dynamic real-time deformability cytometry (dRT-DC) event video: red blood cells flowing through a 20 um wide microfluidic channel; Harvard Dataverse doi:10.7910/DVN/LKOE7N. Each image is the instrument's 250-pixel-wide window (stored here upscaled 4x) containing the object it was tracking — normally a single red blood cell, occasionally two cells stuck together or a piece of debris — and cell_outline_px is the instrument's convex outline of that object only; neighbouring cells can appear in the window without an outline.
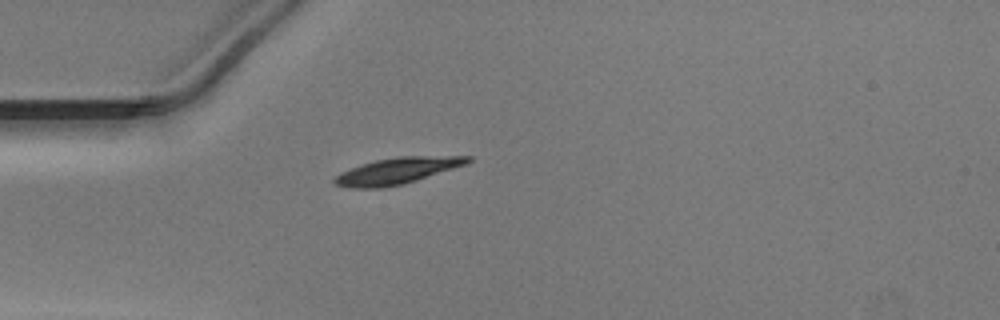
{"species": "Egyptian fruit bat (a non-hibernating species)", "species_latin": "Rousettus aegyptiacus", "temperature_condition": "warm", "stored_images_in_passage": 38, "camera_frame_rate_fps": 3000, "um_per_image_px": 0.085, "animal": {"sex": "male"}, "frame": {"image": 1, "passage_image": 1, "time_ms": 0.0, "image_size_px": [1000, 320], "cell_outline_px": [[472, 160], [468, 164], [404, 184], [384, 188], [348, 188], [332, 184], [332, 180], [340, 172], [376, 160], [400, 156], [472, 156]], "centroid_in_image_um": [33.77, 14.53], "position_along_channel_um": 51.2, "area_um2": 20.52}}
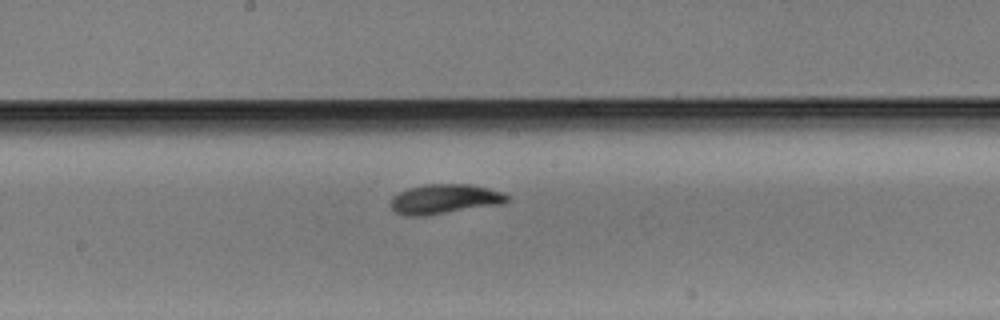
{"frame": {"image": 2, "passage_image": 14, "time_ms": 4.333, "image_size_px": [1000, 320], "cell_outline_px": [[508, 200], [500, 204], [424, 216], [404, 216], [396, 212], [388, 204], [392, 196], [408, 188], [424, 184], [472, 184], [488, 188], [500, 192], [508, 196]], "centroid_in_image_um": [37.72, 16.92], "position_along_channel_um": 210.5, "area_um2": 20.11}}
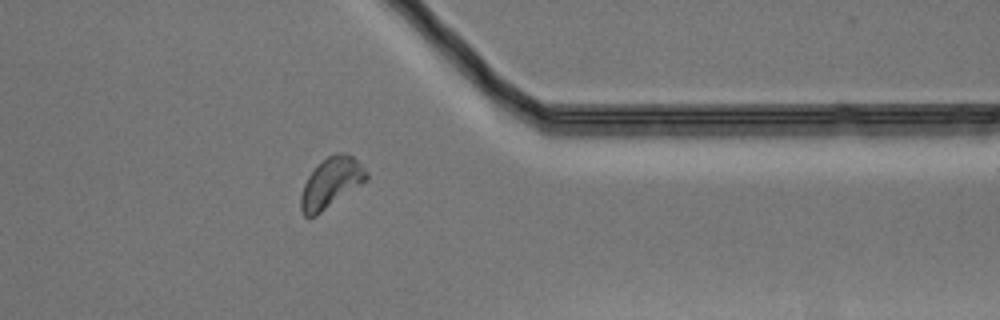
{"frame": {"image": 3, "passage_image": 28, "time_ms": 9.0, "image_size_px": [1000, 320], "cell_outline_px": [[368, 180], [316, 216], [304, 216], [300, 212], [300, 196], [304, 184], [308, 176], [328, 156], [336, 152], [344, 152], [352, 156], [368, 172]], "centroid_in_image_um": [28.14, 15.56], "position_along_channel_um": 383.3, "area_um2": 19.07}}